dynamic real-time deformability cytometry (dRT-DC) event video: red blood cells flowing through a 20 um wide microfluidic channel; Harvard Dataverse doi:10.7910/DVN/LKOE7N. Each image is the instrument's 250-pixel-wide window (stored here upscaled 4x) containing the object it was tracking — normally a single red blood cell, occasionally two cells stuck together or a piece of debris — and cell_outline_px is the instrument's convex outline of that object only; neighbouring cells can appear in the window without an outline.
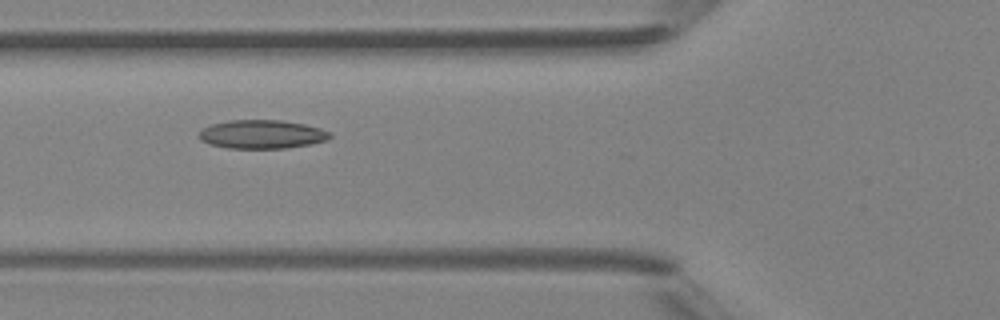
{"species": "Egyptian fruit bat (a non-hibernating species)", "species_latin": "Rousettus aegyptiacus", "temperature_condition": "room temperature", "stored_images_in_passage": 4, "camera_frame_rate_fps": 3000, "um_per_image_px": 0.085, "animal": {"sex": "female"}, "frame": {"image": 1, "passage_image": 3, "time_ms": 2.333, "image_size_px": [1000, 320], "cell_outline_px": [[332, 136], [328, 140], [312, 144], [284, 148], [228, 148], [208, 144], [200, 140], [196, 136], [204, 128], [212, 124], [228, 120], [280, 120], [304, 124], [320, 128], [332, 132]], "centroid_in_image_um": [22.27, 11.42], "position_along_channel_um": 103.5, "area_um2": 22.02}}
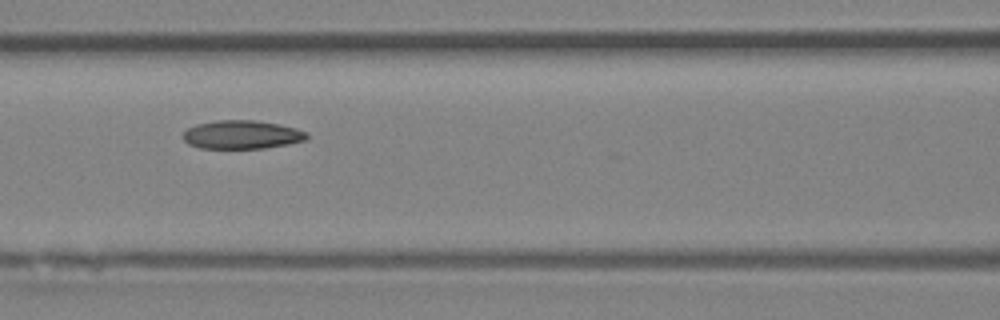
{"frame": {"image": 2, "passage_image": 4, "time_ms": 3.333, "image_size_px": [1000, 320], "cell_outline_px": [[308, 140], [288, 144], [264, 148], [200, 148], [188, 144], [184, 140], [184, 132], [188, 128], [196, 124], [216, 120], [256, 120], [280, 124], [296, 128], [308, 132]], "centroid_in_image_um": [20.59, 11.44], "position_along_channel_um": 146.0, "area_um2": 20.69}}